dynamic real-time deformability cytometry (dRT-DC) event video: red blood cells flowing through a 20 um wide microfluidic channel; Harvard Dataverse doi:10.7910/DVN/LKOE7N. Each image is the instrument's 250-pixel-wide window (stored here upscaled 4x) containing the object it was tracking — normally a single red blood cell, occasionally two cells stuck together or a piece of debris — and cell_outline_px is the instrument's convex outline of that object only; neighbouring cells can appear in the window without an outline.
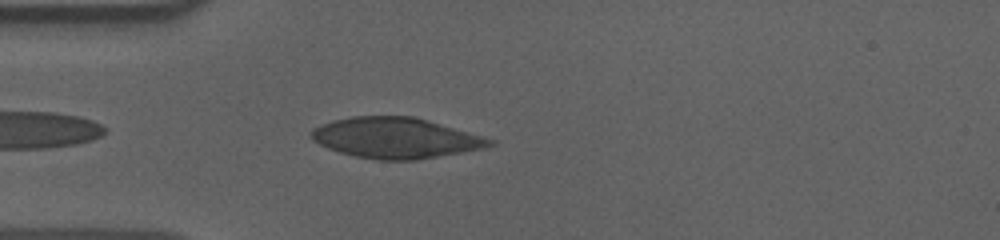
{"species": "human", "species_latin": "Homo sapiens", "temperature_condition": "cold", "stored_images_in_passage": 28, "camera_frame_rate_fps": 3000, "um_per_image_px": 0.085, "donor": {"sex": "male"}, "frame": {"image": 1, "passage_image": 3, "time_ms": 0.667, "image_size_px": [1000, 240], "cell_outline_px": [[496, 144], [488, 148], [416, 160], [376, 160], [356, 156], [340, 152], [328, 148], [312, 140], [308, 136], [308, 132], [312, 128], [320, 124], [332, 120], [352, 116], [412, 116], [428, 120], [496, 140]], "centroid_in_image_um": [33.62, 11.72], "position_along_channel_um": 51.4, "area_um2": 42.6}}
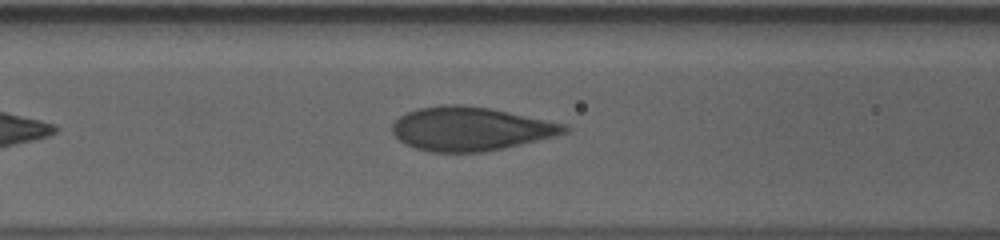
{"frame": {"image": 2, "passage_image": 10, "time_ms": 3.0, "image_size_px": [1000, 240], "cell_outline_px": [[568, 132], [504, 148], [484, 152], [428, 152], [404, 144], [392, 132], [392, 124], [400, 116], [416, 108], [440, 104], [460, 104], [488, 108], [568, 124]], "centroid_in_image_um": [39.95, 10.94], "position_along_channel_um": 126.6, "area_um2": 43.75}}
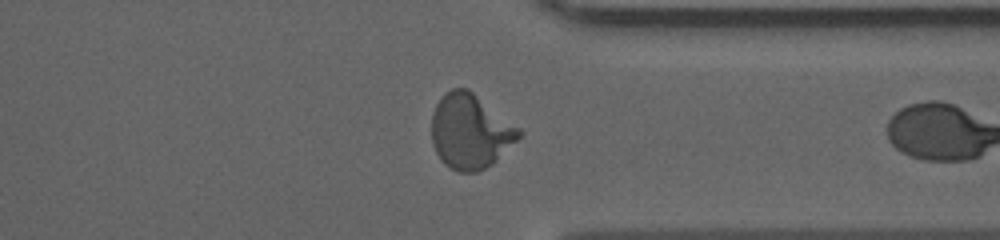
{"frame": {"image": 3, "passage_image": 27, "time_ms": 8.667, "image_size_px": [1000, 240], "cell_outline_px": [[524, 132], [492, 164], [476, 172], [460, 172], [444, 164], [440, 160], [432, 144], [432, 112], [440, 96], [444, 92], [452, 88], [468, 88], [520, 128]], "centroid_in_image_um": [39.94, 11.15], "position_along_channel_um": 371.5, "area_um2": 37.97}}